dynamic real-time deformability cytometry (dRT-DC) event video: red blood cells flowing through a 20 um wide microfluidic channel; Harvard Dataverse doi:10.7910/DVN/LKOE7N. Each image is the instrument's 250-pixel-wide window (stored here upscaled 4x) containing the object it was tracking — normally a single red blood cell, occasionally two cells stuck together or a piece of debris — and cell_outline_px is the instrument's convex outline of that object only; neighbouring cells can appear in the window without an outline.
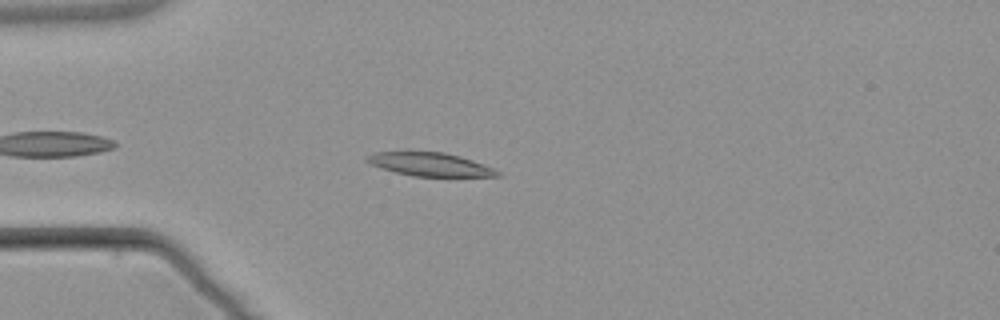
{"species": "common noctule bat (a hibernating species)", "species_latin": "Nyctalus noctula", "temperature_condition": "warm", "stored_images_in_passage": 4, "camera_frame_rate_fps": 3000, "um_per_image_px": 0.085, "animal": {"sex": "male", "body_mass_g": 21.5, "forearm_length_mm": 52.0}, "frame": {"image": 1, "passage_image": 4, "time_ms": 3.667, "image_size_px": [1000, 320], "cell_outline_px": [[500, 176], [412, 176], [396, 172], [368, 164], [364, 160], [364, 156], [372, 152], [408, 148], [444, 152], [460, 156], [484, 164], [500, 172]], "centroid_in_image_um": [36.38, 13.9], "position_along_channel_um": 48.6, "area_um2": 18.79}}